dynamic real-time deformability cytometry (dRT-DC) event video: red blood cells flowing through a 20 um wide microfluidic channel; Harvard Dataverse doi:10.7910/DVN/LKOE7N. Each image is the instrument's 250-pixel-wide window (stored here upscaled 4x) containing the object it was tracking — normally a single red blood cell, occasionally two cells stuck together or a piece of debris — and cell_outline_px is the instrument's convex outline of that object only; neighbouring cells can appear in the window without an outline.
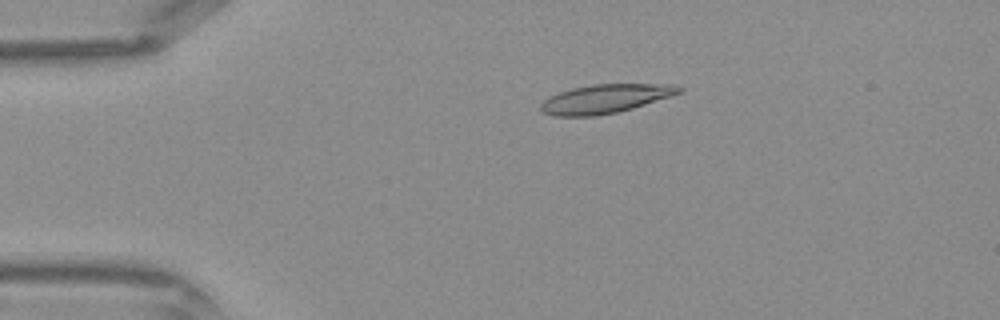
{"species": "Egyptian fruit bat (a non-hibernating species)", "species_latin": "Rousettus aegyptiacus", "temperature_condition": "warm", "stored_images_in_passage": 40, "camera_frame_rate_fps": 3000, "um_per_image_px": 0.085, "frame": {"image": 1, "passage_image": 6, "time_ms": 1.667, "image_size_px": [1000, 320], "cell_outline_px": [[684, 92], [672, 96], [632, 108], [616, 112], [596, 116], [552, 116], [544, 112], [540, 108], [540, 104], [544, 100], [560, 92], [572, 88], [592, 84], [676, 84], [684, 88]], "centroid_in_image_um": [51.5, 8.38], "position_along_channel_um": 33.5, "area_um2": 23.24}}
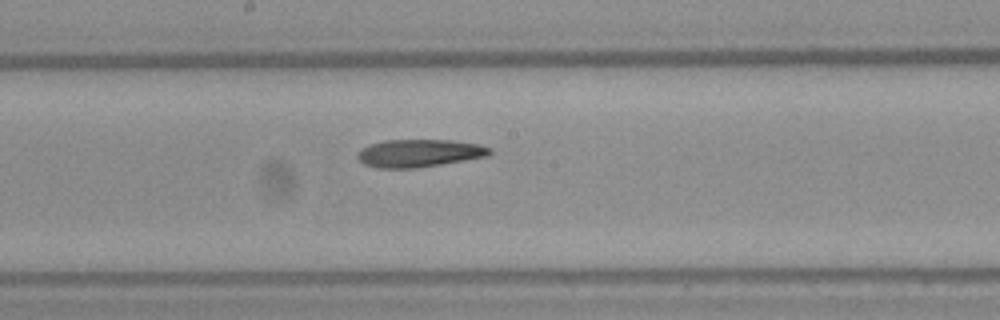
{"frame": {"image": 2, "passage_image": 20, "time_ms": 6.333, "image_size_px": [1000, 320], "cell_outline_px": [[492, 152], [488, 156], [416, 168], [376, 168], [364, 164], [356, 156], [356, 152], [368, 144], [384, 140], [452, 140], [480, 144], [492, 148]], "centroid_in_image_um": [35.61, 13.01], "position_along_channel_um": 212.6, "area_um2": 21.5}}
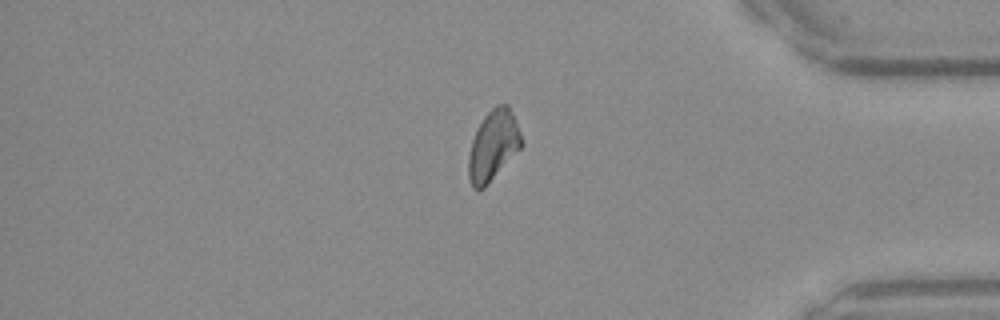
{"frame": {"image": 3, "passage_image": 33, "time_ms": 10.667, "image_size_px": [1000, 320], "cell_outline_px": [[524, 144], [488, 184], [484, 188], [472, 188], [468, 176], [468, 156], [472, 140], [484, 116], [496, 104], [508, 104], [520, 132]], "centroid_in_image_um": [41.92, 12.37], "position_along_channel_um": 393.3, "area_um2": 21.44}}